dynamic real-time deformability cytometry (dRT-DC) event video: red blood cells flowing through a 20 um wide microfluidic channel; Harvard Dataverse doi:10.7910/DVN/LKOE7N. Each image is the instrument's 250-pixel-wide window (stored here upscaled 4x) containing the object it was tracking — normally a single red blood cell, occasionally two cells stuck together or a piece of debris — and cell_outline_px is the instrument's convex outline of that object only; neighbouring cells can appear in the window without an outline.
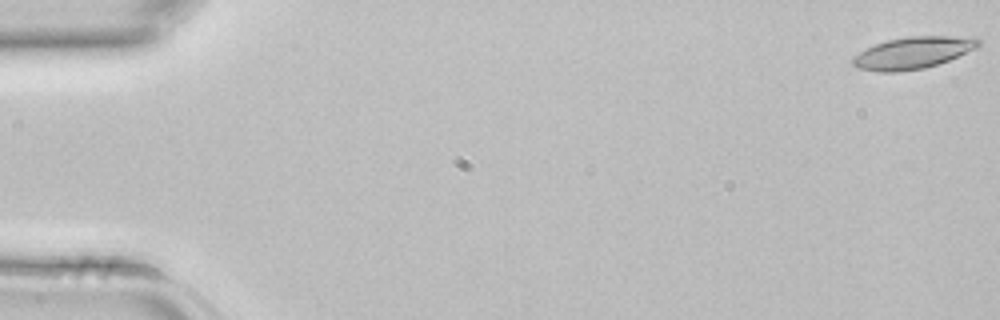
{"species": "common noctule bat (a hibernating species)", "species_latin": "Nyctalus noctula", "temperature_condition": "room temperature", "stored_images_in_passage": 5, "camera_frame_rate_fps": 3000, "um_per_image_px": 0.085, "animal": {"sex": "female", "body_mass_g": 22.7, "forearm_length_mm": 54.2}, "frame": {"image": 1, "passage_image": 1, "time_ms": 0.0, "image_size_px": [1000, 320], "cell_outline_px": [[980, 44], [976, 48], [948, 60], [924, 68], [900, 72], [876, 72], [856, 68], [852, 64], [852, 56], [876, 44], [888, 40], [908, 36], [976, 36], [980, 40]], "centroid_in_image_um": [77.59, 4.49], "position_along_channel_um": 7.4, "area_um2": 23.41}}